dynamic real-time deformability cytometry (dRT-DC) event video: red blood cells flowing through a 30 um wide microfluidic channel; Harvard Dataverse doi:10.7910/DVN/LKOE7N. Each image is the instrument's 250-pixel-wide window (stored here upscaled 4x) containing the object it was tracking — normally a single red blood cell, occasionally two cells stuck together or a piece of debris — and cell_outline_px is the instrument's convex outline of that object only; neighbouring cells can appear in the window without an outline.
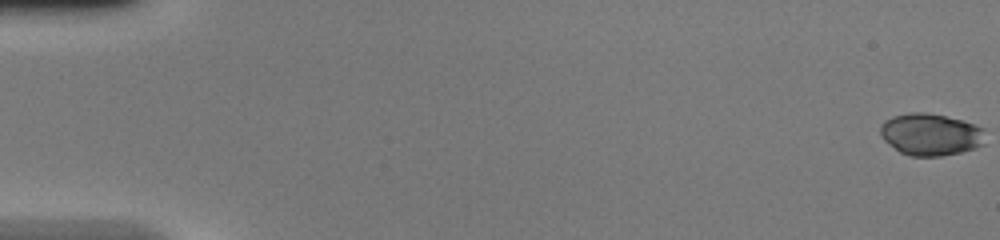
{"species": "common noctule bat (a hibernating species)", "species_latin": "Nyctalus noctula", "temperature_condition": "warm", "stored_images_in_passage": 47, "camera_frame_rate_fps": 3000, "um_per_image_px": 0.085, "animal": {"sex": "female", "body_mass_g": 20.0, "forearm_length_mm": 54.0}, "frame": {"image": 1, "passage_image": 1, "time_ms": 0.0, "image_size_px": [1000, 240], "cell_outline_px": [[984, 144], [976, 148], [960, 152], [940, 156], [908, 156], [900, 152], [888, 144], [884, 140], [880, 132], [880, 124], [884, 120], [892, 116], [908, 112], [924, 112], [944, 116], [960, 120], [984, 128]], "centroid_in_image_um": [79.07, 11.43], "position_along_channel_um": 5.9, "area_um2": 25.78}}
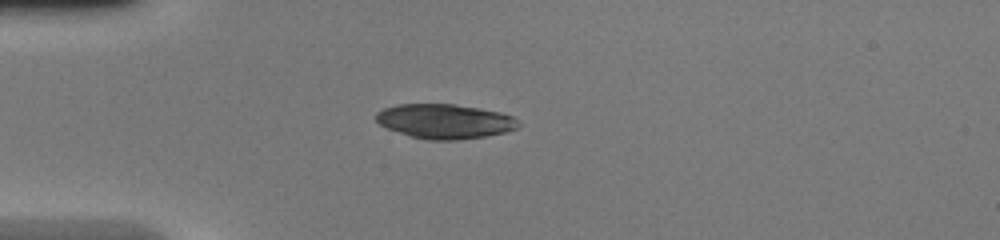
{"frame": {"image": 2, "passage_image": 14, "time_ms": 4.333, "image_size_px": [1000, 240], "cell_outline_px": [[520, 124], [516, 128], [504, 132], [484, 136], [456, 140], [428, 140], [412, 136], [388, 128], [380, 124], [376, 120], [376, 112], [384, 108], [400, 104], [456, 104], [480, 108], [500, 112], [512, 116]], "centroid_in_image_um": [37.81, 10.3], "position_along_channel_um": 47.2, "area_um2": 28.38}}
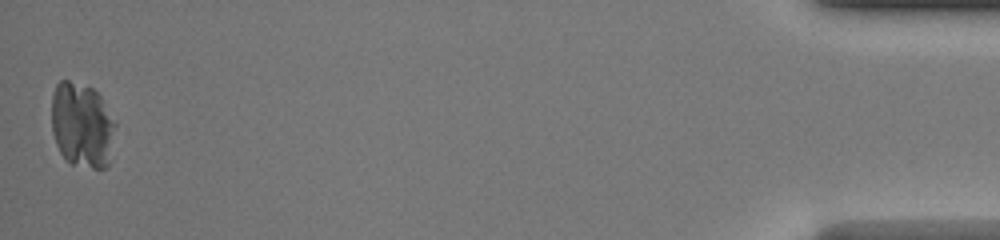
{"frame": {"image": 3, "passage_image": 47, "time_ms": 15.333, "image_size_px": [1000, 240], "cell_outline_px": [[116, 124], [108, 164], [104, 168], [92, 168], [72, 164], [60, 152], [56, 144], [52, 132], [52, 96], [56, 84], [60, 80], [68, 80], [92, 88], [100, 96], [116, 120]], "centroid_in_image_um": [6.97, 10.62], "position_along_channel_um": 428.2, "area_um2": 31.67}}